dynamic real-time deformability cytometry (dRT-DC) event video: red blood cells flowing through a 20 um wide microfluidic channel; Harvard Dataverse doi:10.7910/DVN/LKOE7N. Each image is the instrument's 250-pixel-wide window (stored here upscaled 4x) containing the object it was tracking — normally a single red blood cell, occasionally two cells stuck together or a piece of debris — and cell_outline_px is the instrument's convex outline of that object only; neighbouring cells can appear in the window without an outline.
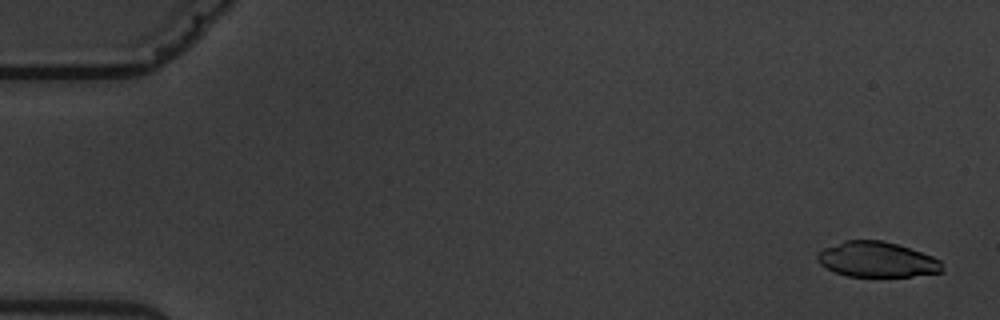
{"species": "common noctule bat (a hibernating species)", "species_latin": "Nyctalus noctula", "temperature_condition": "warm", "stored_images_in_passage": 5, "camera_frame_rate_fps": 3000, "um_per_image_px": 0.085, "animal": {"sex": "male", "body_mass_g": 19.5, "forearm_length_mm": 54.6}, "frame": {"image": 1, "passage_image": 1, "time_ms": 0.0, "image_size_px": [1000, 320], "cell_outline_px": [[944, 272], [912, 276], [848, 276], [836, 272], [820, 264], [816, 260], [816, 252], [824, 248], [844, 240], [880, 240], [896, 244], [932, 256], [940, 260]], "centroid_in_image_um": [74.52, 22.06], "position_along_channel_um": 10.5, "area_um2": 25.55}}
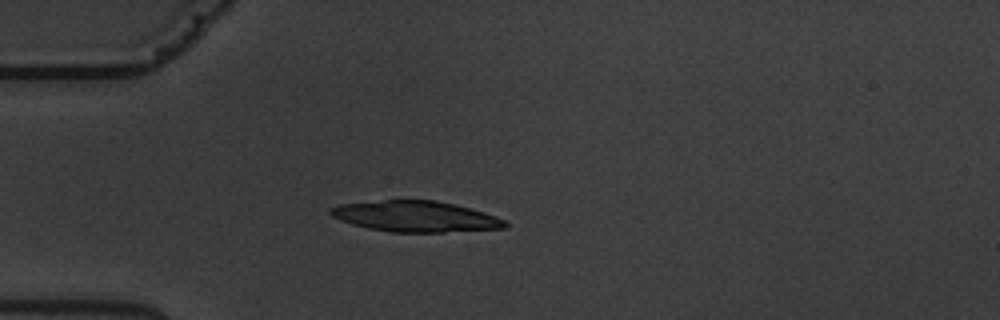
{"frame": {"image": 2, "passage_image": 4, "time_ms": 4.667, "image_size_px": [1000, 320], "cell_outline_px": [[508, 228], [444, 232], [388, 232], [368, 228], [352, 224], [332, 216], [328, 212], [328, 208], [340, 204], [384, 200], [436, 200], [484, 212], [496, 216], [504, 220], [508, 224]], "centroid_in_image_um": [35.31, 18.4], "position_along_channel_um": 49.7, "area_um2": 31.33}}